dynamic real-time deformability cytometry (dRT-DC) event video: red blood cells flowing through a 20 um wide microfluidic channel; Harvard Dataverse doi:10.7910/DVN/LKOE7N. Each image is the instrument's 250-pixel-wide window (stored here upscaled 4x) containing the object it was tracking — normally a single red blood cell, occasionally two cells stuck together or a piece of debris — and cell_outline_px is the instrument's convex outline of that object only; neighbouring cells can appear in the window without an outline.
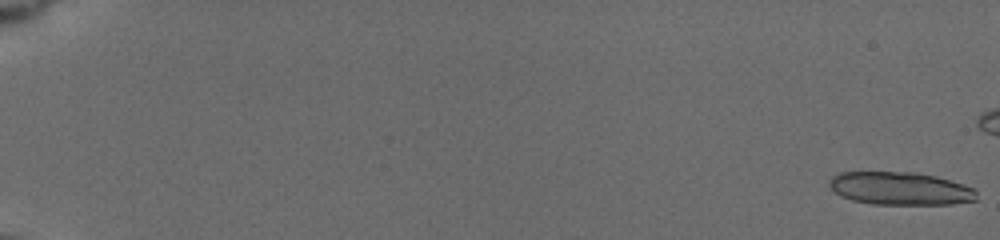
{"species": "common noctule bat (a hibernating species)", "species_latin": "Nyctalus noctula", "temperature_condition": "cold", "stored_images_in_passage": 27, "camera_frame_rate_fps": 3000, "um_per_image_px": 0.085, "animal": {"sex": "female", "body_mass_g": 19.5, "forearm_length_mm": 54.1}, "frame": {"image": 1, "passage_image": 1, "time_ms": 0.0, "image_size_px": [1000, 240], "cell_outline_px": [[976, 200], [952, 204], [872, 204], [852, 200], [840, 196], [828, 184], [828, 180], [832, 176], [840, 172], [912, 172], [936, 176], [972, 188], [976, 192]], "centroid_in_image_um": [76.46, 16.02], "position_along_channel_um": 8.5, "area_um2": 28.09}}